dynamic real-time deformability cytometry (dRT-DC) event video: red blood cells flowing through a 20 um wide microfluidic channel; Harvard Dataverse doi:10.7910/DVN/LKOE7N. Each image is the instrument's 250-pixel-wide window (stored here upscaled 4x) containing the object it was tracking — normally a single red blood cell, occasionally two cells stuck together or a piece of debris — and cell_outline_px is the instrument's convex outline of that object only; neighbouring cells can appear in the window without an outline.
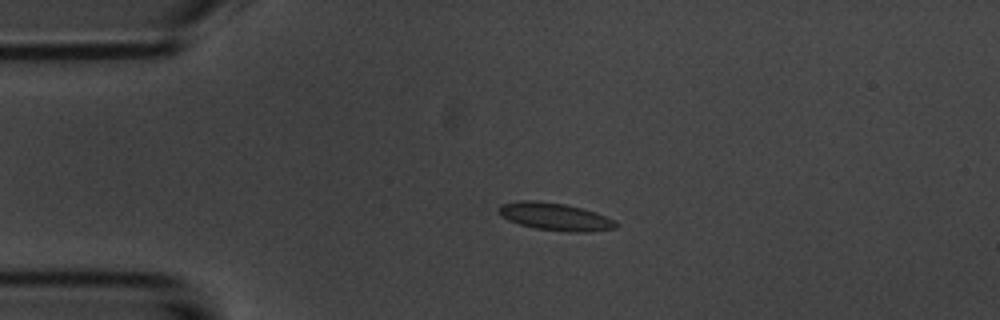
{"species": "common noctule bat (a hibernating species)", "species_latin": "Nyctalus noctula", "temperature_condition": "room temperature", "stored_images_in_passage": 4, "camera_frame_rate_fps": 3000, "um_per_image_px": 0.085, "animal": {"sex": "male", "body_mass_g": 20.1, "forearm_length_mm": 53.5}, "frame": {"image": 1, "passage_image": 3, "time_ms": 2.333, "image_size_px": [1000, 320], "cell_outline_px": [[616, 228], [588, 232], [568, 232], [536, 228], [520, 224], [508, 220], [500, 216], [496, 212], [496, 208], [500, 204], [520, 200], [536, 200], [564, 204], [596, 212], [616, 220]], "centroid_in_image_um": [47.13, 18.41], "position_along_channel_um": 37.9, "area_um2": 18.96}}